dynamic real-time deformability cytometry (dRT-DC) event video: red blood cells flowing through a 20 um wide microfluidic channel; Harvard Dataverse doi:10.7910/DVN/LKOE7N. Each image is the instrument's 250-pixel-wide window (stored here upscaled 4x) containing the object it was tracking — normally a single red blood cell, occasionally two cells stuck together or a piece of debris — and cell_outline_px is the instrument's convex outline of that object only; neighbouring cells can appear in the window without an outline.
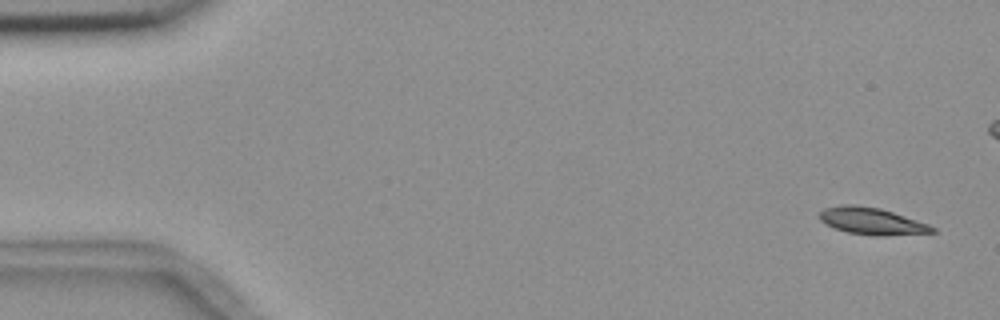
{"species": "common noctule bat (a hibernating species)", "species_latin": "Nyctalus noctula", "temperature_condition": "room temperature", "stored_images_in_passage": 5, "camera_frame_rate_fps": 3000, "um_per_image_px": 0.085, "animal": {"sex": "female", "body_mass_g": 18.4}, "frame": {"image": 1, "passage_image": 1, "time_ms": 0.0, "image_size_px": [1000, 320], "cell_outline_px": [[936, 232], [880, 236], [876, 236], [848, 232], [824, 224], [816, 216], [824, 208], [840, 204], [856, 204], [880, 208], [928, 224], [936, 228]], "centroid_in_image_um": [74.04, 18.78], "position_along_channel_um": 11.0, "area_um2": 17.74}}